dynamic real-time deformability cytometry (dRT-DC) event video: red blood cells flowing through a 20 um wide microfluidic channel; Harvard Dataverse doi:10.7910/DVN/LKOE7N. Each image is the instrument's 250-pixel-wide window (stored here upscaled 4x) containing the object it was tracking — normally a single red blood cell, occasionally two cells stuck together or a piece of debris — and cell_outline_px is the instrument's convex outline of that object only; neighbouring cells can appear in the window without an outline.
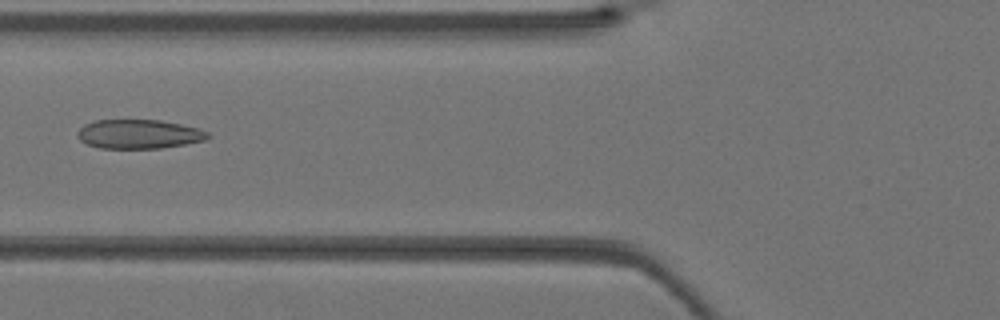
{"species": "Egyptian fruit bat (a non-hibernating species)", "species_latin": "Rousettus aegyptiacus", "temperature_condition": "warm", "stored_images_in_passage": 38, "camera_frame_rate_fps": 3000, "um_per_image_px": 0.085, "animal": {"sex": "female"}, "frame": {"image": 1, "passage_image": 15, "time_ms": 4.667, "image_size_px": [1000, 320], "cell_outline_px": [[212, 136], [208, 140], [160, 148], [100, 148], [88, 144], [80, 140], [76, 136], [76, 132], [84, 124], [96, 120], [160, 120], [200, 128], [208, 132]], "centroid_in_image_um": [11.83, 11.39], "position_along_channel_um": 114.0, "area_um2": 22.25}}
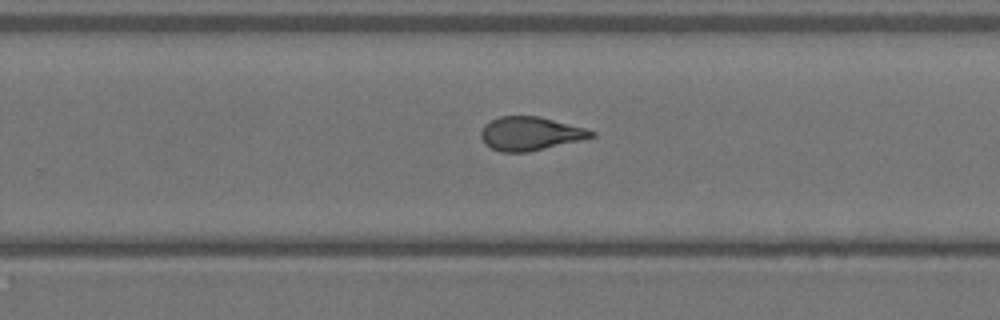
{"frame": {"image": 2, "passage_image": 25, "time_ms": 8.0, "image_size_px": [1000, 320], "cell_outline_px": [[596, 136], [580, 140], [528, 152], [500, 152], [484, 144], [480, 136], [480, 132], [484, 124], [500, 116], [540, 116], [584, 128], [596, 132]], "centroid_in_image_um": [45.03, 11.35], "position_along_channel_um": 284.8, "area_um2": 21.56}}
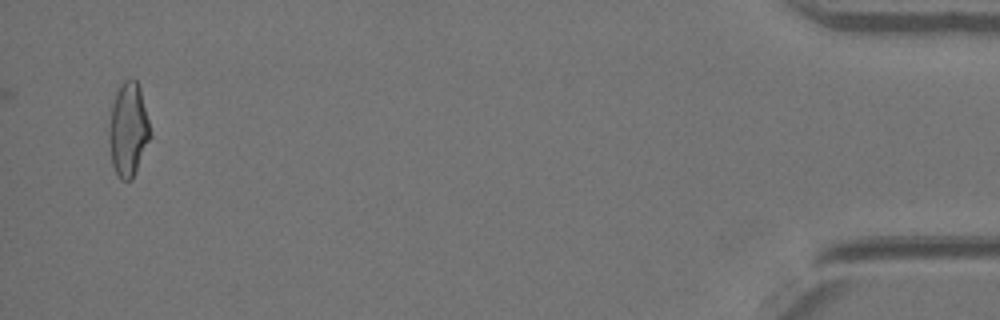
{"frame": {"image": 3, "passage_image": 38, "time_ms": 12.333, "image_size_px": [1000, 320], "cell_outline_px": [[148, 140], [132, 180], [120, 180], [112, 164], [108, 140], [108, 124], [112, 104], [116, 92], [120, 84], [124, 80], [132, 76], [136, 80], [140, 88], [148, 120]], "centroid_in_image_um": [10.85, 10.97], "position_along_channel_um": 424.4, "area_um2": 22.2}}